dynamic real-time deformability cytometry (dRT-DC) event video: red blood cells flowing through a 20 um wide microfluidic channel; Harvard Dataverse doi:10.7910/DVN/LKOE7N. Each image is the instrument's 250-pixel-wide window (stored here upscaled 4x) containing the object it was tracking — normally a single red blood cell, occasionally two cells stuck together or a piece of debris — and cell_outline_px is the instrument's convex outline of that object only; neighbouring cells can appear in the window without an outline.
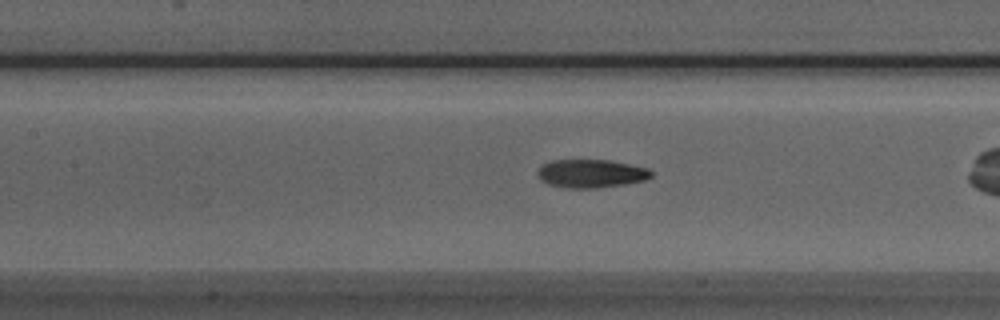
{"species": "Egyptian fruit bat (a non-hibernating species)", "species_latin": "Rousettus aegyptiacus", "temperature_condition": "room temperature", "stored_images_in_passage": 43, "camera_frame_rate_fps": 3000, "um_per_image_px": 0.085, "animal": {"sex": "male"}, "frame": {"image": 1, "passage_image": 13, "time_ms": 4.0, "image_size_px": [1000, 320], "cell_outline_px": [[652, 176], [644, 180], [624, 184], [596, 188], [568, 188], [548, 184], [540, 180], [536, 176], [536, 172], [544, 164], [552, 160], [608, 160], [648, 168], [652, 172]], "centroid_in_image_um": [50.2, 14.75], "position_along_channel_um": 157.2, "area_um2": 18.67}}
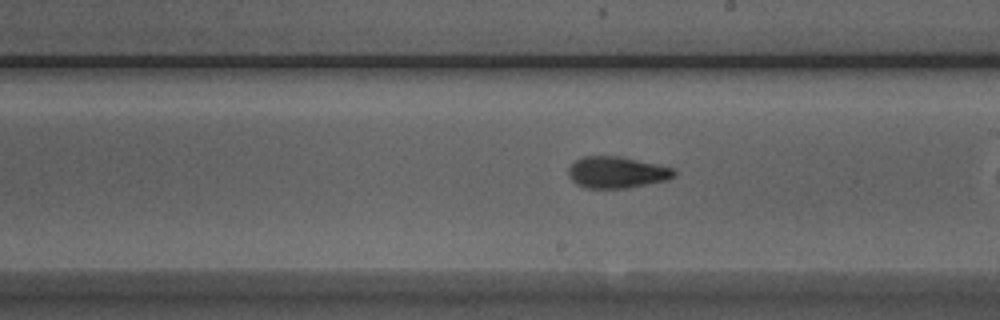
{"frame": {"image": 2, "passage_image": 19, "time_ms": 6.0, "image_size_px": [1000, 320], "cell_outline_px": [[676, 172], [672, 176], [664, 180], [628, 188], [584, 188], [576, 184], [568, 176], [568, 168], [576, 160], [584, 156], [620, 156], [672, 168]], "centroid_in_image_um": [52.35, 14.65], "position_along_channel_um": 236.6, "area_um2": 19.13}, "authors_computed_cell_mechanics": {"area_um2": 19.074, "velocity_mm_per_s": 3.9824, "shape_relaxation_time_tau1_ms": 5.6045, "shape_relaxation_time_tau2_ms": 2.3238, "deformation_change_tau1": 0.1908, "deformation_change_tau2": 0.1001}}